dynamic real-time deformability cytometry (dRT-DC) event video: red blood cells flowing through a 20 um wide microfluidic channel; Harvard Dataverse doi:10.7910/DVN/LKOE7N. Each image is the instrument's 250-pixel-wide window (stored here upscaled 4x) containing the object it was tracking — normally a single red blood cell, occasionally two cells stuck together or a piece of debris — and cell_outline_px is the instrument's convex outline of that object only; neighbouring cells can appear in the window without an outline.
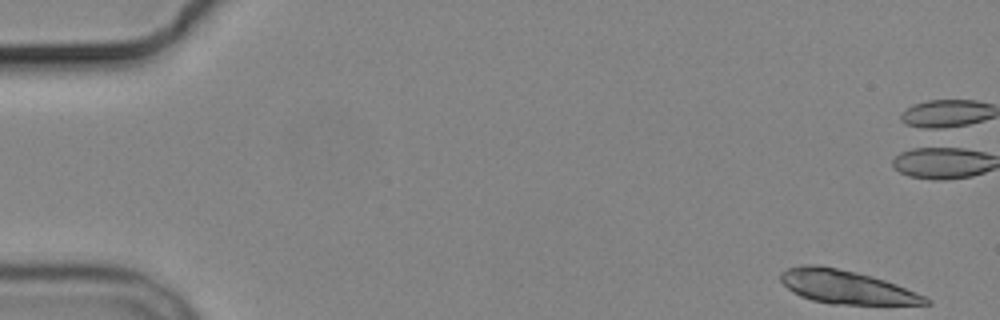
{"species": "common noctule bat (a hibernating species)", "species_latin": "Nyctalus noctula", "temperature_condition": "cold", "stored_images_in_passage": 5, "camera_frame_rate_fps": 3000, "um_per_image_px": 0.085, "animal": {"sex": "male", "body_mass_g": 19.2, "forearm_length_mm": 51.8}, "frame": {"image": 1, "passage_image": 1, "time_ms": 0.0, "image_size_px": [1000, 320], "cell_outline_px": [[932, 304], [828, 304], [812, 300], [800, 296], [792, 292], [780, 280], [780, 272], [788, 268], [800, 264], [812, 264], [836, 268], [856, 272], [872, 276], [896, 284], [924, 296], [932, 300]], "centroid_in_image_um": [71.89, 24.39], "position_along_channel_um": 13.1, "area_um2": 28.15}}